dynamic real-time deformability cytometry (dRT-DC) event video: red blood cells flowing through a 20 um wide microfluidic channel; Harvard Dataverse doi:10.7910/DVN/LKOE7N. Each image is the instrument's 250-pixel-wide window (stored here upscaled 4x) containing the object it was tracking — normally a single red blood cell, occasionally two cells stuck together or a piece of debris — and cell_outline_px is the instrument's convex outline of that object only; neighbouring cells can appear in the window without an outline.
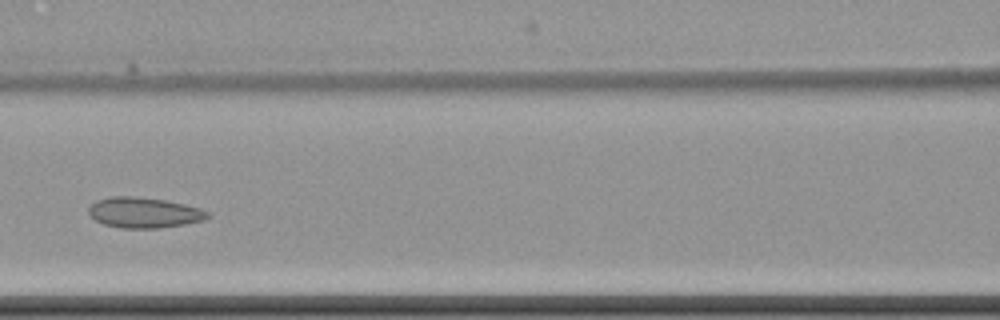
{"species": "common noctule bat (a hibernating species)", "species_latin": "Nyctalus noctula", "temperature_condition": "cold", "stored_images_in_passage": 8, "camera_frame_rate_fps": 3000, "um_per_image_px": 0.085, "animal": {"sex": "female", "body_mass_g": 22.7, "forearm_length_mm": 54.2}, "frame": {"image": 1, "passage_image": 7, "time_ms": 8.0, "image_size_px": [1000, 320], "cell_outline_px": [[212, 216], [204, 220], [184, 224], [160, 228], [120, 228], [104, 224], [96, 220], [88, 212], [88, 208], [96, 200], [112, 196], [132, 196], [164, 200], [184, 204], [200, 208], [208, 212]], "centroid_in_image_um": [12.25, 18.07], "position_along_channel_um": 154.3, "area_um2": 21.1}}
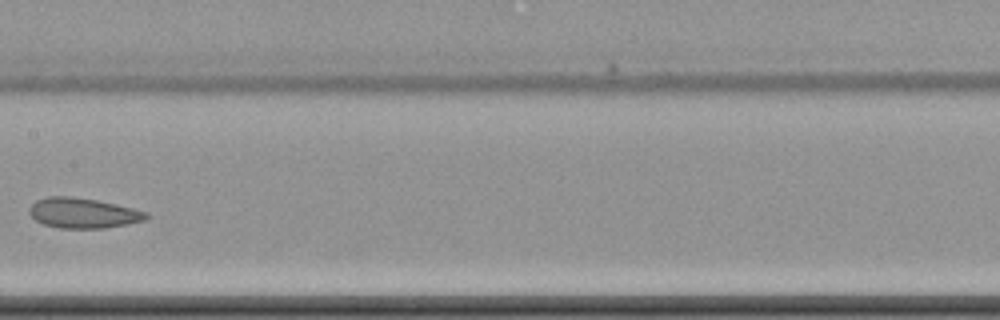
{"frame": {"image": 2, "passage_image": 8, "time_ms": 9.333, "image_size_px": [1000, 320], "cell_outline_px": [[148, 216], [144, 220], [104, 228], [60, 228], [44, 224], [36, 220], [28, 212], [28, 208], [36, 200], [48, 196], [72, 196], [96, 200], [132, 208], [148, 212]], "centroid_in_image_um": [7.01, 18.1], "position_along_channel_um": 200.4, "area_um2": 20.35}}